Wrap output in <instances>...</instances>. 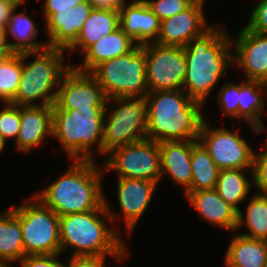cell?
<instances>
[{
	"label": "cell",
	"instance_id": "1",
	"mask_svg": "<svg viewBox=\"0 0 267 267\" xmlns=\"http://www.w3.org/2000/svg\"><path fill=\"white\" fill-rule=\"evenodd\" d=\"M219 23H214L209 30L184 47L186 77L183 90L203 107L215 85L221 78L224 79L229 64L233 63L232 38Z\"/></svg>",
	"mask_w": 267,
	"mask_h": 267
},
{
	"label": "cell",
	"instance_id": "2",
	"mask_svg": "<svg viewBox=\"0 0 267 267\" xmlns=\"http://www.w3.org/2000/svg\"><path fill=\"white\" fill-rule=\"evenodd\" d=\"M106 221L113 225L105 203L97 210L59 217L61 254L73 248L71 256L110 255L119 263L126 261L130 253L128 245L118 228L108 227Z\"/></svg>",
	"mask_w": 267,
	"mask_h": 267
},
{
	"label": "cell",
	"instance_id": "3",
	"mask_svg": "<svg viewBox=\"0 0 267 267\" xmlns=\"http://www.w3.org/2000/svg\"><path fill=\"white\" fill-rule=\"evenodd\" d=\"M73 164L48 187L33 194L59 217L99 209L105 203L104 168L92 160Z\"/></svg>",
	"mask_w": 267,
	"mask_h": 267
},
{
	"label": "cell",
	"instance_id": "4",
	"mask_svg": "<svg viewBox=\"0 0 267 267\" xmlns=\"http://www.w3.org/2000/svg\"><path fill=\"white\" fill-rule=\"evenodd\" d=\"M147 103L146 138L157 142L198 140L205 119L203 106L184 90L151 91Z\"/></svg>",
	"mask_w": 267,
	"mask_h": 267
},
{
	"label": "cell",
	"instance_id": "5",
	"mask_svg": "<svg viewBox=\"0 0 267 267\" xmlns=\"http://www.w3.org/2000/svg\"><path fill=\"white\" fill-rule=\"evenodd\" d=\"M52 109V138H56L62 145L68 159L96 161L95 150L97 154L103 155L105 107L60 109L53 104Z\"/></svg>",
	"mask_w": 267,
	"mask_h": 267
},
{
	"label": "cell",
	"instance_id": "6",
	"mask_svg": "<svg viewBox=\"0 0 267 267\" xmlns=\"http://www.w3.org/2000/svg\"><path fill=\"white\" fill-rule=\"evenodd\" d=\"M65 52L67 51L47 47L37 52L22 53L21 80L10 103L17 106L55 104L61 80L72 66L68 64L65 67ZM33 56H36L34 60L27 63V59Z\"/></svg>",
	"mask_w": 267,
	"mask_h": 267
},
{
	"label": "cell",
	"instance_id": "7",
	"mask_svg": "<svg viewBox=\"0 0 267 267\" xmlns=\"http://www.w3.org/2000/svg\"><path fill=\"white\" fill-rule=\"evenodd\" d=\"M147 115L145 97L107 99L102 130L103 155L107 156L117 147L145 139Z\"/></svg>",
	"mask_w": 267,
	"mask_h": 267
},
{
	"label": "cell",
	"instance_id": "8",
	"mask_svg": "<svg viewBox=\"0 0 267 267\" xmlns=\"http://www.w3.org/2000/svg\"><path fill=\"white\" fill-rule=\"evenodd\" d=\"M102 87L107 99L145 97L146 56L137 44L129 53L101 62L89 72Z\"/></svg>",
	"mask_w": 267,
	"mask_h": 267
},
{
	"label": "cell",
	"instance_id": "9",
	"mask_svg": "<svg viewBox=\"0 0 267 267\" xmlns=\"http://www.w3.org/2000/svg\"><path fill=\"white\" fill-rule=\"evenodd\" d=\"M31 197L13 208L19 215L25 256L61 254L59 216L37 197Z\"/></svg>",
	"mask_w": 267,
	"mask_h": 267
},
{
	"label": "cell",
	"instance_id": "10",
	"mask_svg": "<svg viewBox=\"0 0 267 267\" xmlns=\"http://www.w3.org/2000/svg\"><path fill=\"white\" fill-rule=\"evenodd\" d=\"M103 160L104 171H115L118 177L161 180L159 142L143 139L113 149Z\"/></svg>",
	"mask_w": 267,
	"mask_h": 267
},
{
	"label": "cell",
	"instance_id": "11",
	"mask_svg": "<svg viewBox=\"0 0 267 267\" xmlns=\"http://www.w3.org/2000/svg\"><path fill=\"white\" fill-rule=\"evenodd\" d=\"M203 120L198 141L208 151L216 166L221 169H252L254 149L238 130L213 126Z\"/></svg>",
	"mask_w": 267,
	"mask_h": 267
},
{
	"label": "cell",
	"instance_id": "12",
	"mask_svg": "<svg viewBox=\"0 0 267 267\" xmlns=\"http://www.w3.org/2000/svg\"><path fill=\"white\" fill-rule=\"evenodd\" d=\"M146 56V84L148 92L183 90L186 77L184 47L142 44Z\"/></svg>",
	"mask_w": 267,
	"mask_h": 267
},
{
	"label": "cell",
	"instance_id": "13",
	"mask_svg": "<svg viewBox=\"0 0 267 267\" xmlns=\"http://www.w3.org/2000/svg\"><path fill=\"white\" fill-rule=\"evenodd\" d=\"M159 184L157 182L148 181L144 179L122 178L118 177L117 184V200L120 213L112 211L109 201L105 197V206L108 214L112 219L114 228L117 225L116 220H123L127 232L126 235L132 234L139 219L144 215L149 208V204L156 192ZM119 218V219H118ZM123 218V219H122ZM116 223V224H115Z\"/></svg>",
	"mask_w": 267,
	"mask_h": 267
},
{
	"label": "cell",
	"instance_id": "14",
	"mask_svg": "<svg viewBox=\"0 0 267 267\" xmlns=\"http://www.w3.org/2000/svg\"><path fill=\"white\" fill-rule=\"evenodd\" d=\"M107 97L98 81L89 73L73 66L65 73L58 87L55 104L60 109L106 107Z\"/></svg>",
	"mask_w": 267,
	"mask_h": 267
},
{
	"label": "cell",
	"instance_id": "15",
	"mask_svg": "<svg viewBox=\"0 0 267 267\" xmlns=\"http://www.w3.org/2000/svg\"><path fill=\"white\" fill-rule=\"evenodd\" d=\"M231 45L233 63L243 71L244 79L267 83V34L244 26Z\"/></svg>",
	"mask_w": 267,
	"mask_h": 267
},
{
	"label": "cell",
	"instance_id": "16",
	"mask_svg": "<svg viewBox=\"0 0 267 267\" xmlns=\"http://www.w3.org/2000/svg\"><path fill=\"white\" fill-rule=\"evenodd\" d=\"M204 3L195 1L187 10L160 22V31L154 41L161 45L181 46L204 34L214 24L207 22Z\"/></svg>",
	"mask_w": 267,
	"mask_h": 267
},
{
	"label": "cell",
	"instance_id": "17",
	"mask_svg": "<svg viewBox=\"0 0 267 267\" xmlns=\"http://www.w3.org/2000/svg\"><path fill=\"white\" fill-rule=\"evenodd\" d=\"M88 0L54 14H42L45 20V32L49 48L68 50L77 40L84 22L92 10Z\"/></svg>",
	"mask_w": 267,
	"mask_h": 267
},
{
	"label": "cell",
	"instance_id": "18",
	"mask_svg": "<svg viewBox=\"0 0 267 267\" xmlns=\"http://www.w3.org/2000/svg\"><path fill=\"white\" fill-rule=\"evenodd\" d=\"M52 106H20V130L15 149L20 153H29L44 144L46 137H52Z\"/></svg>",
	"mask_w": 267,
	"mask_h": 267
},
{
	"label": "cell",
	"instance_id": "19",
	"mask_svg": "<svg viewBox=\"0 0 267 267\" xmlns=\"http://www.w3.org/2000/svg\"><path fill=\"white\" fill-rule=\"evenodd\" d=\"M184 198L208 224L235 231L238 211L213 190L186 191Z\"/></svg>",
	"mask_w": 267,
	"mask_h": 267
},
{
	"label": "cell",
	"instance_id": "20",
	"mask_svg": "<svg viewBox=\"0 0 267 267\" xmlns=\"http://www.w3.org/2000/svg\"><path fill=\"white\" fill-rule=\"evenodd\" d=\"M133 1H126L120 8V28L139 45L154 42L161 21L144 0Z\"/></svg>",
	"mask_w": 267,
	"mask_h": 267
},
{
	"label": "cell",
	"instance_id": "21",
	"mask_svg": "<svg viewBox=\"0 0 267 267\" xmlns=\"http://www.w3.org/2000/svg\"><path fill=\"white\" fill-rule=\"evenodd\" d=\"M159 148L161 179L169 176L185 193L192 184V140L163 141Z\"/></svg>",
	"mask_w": 267,
	"mask_h": 267
},
{
	"label": "cell",
	"instance_id": "22",
	"mask_svg": "<svg viewBox=\"0 0 267 267\" xmlns=\"http://www.w3.org/2000/svg\"><path fill=\"white\" fill-rule=\"evenodd\" d=\"M136 45L137 43L119 27L91 45L82 54L83 61L80 66L77 64L72 66L79 71L90 72L101 62L129 53Z\"/></svg>",
	"mask_w": 267,
	"mask_h": 267
},
{
	"label": "cell",
	"instance_id": "23",
	"mask_svg": "<svg viewBox=\"0 0 267 267\" xmlns=\"http://www.w3.org/2000/svg\"><path fill=\"white\" fill-rule=\"evenodd\" d=\"M261 90V91H260ZM261 95H265L261 97ZM267 85L261 81L242 80L239 84L238 120L245 119L255 134L262 133L265 125L262 115L265 112Z\"/></svg>",
	"mask_w": 267,
	"mask_h": 267
},
{
	"label": "cell",
	"instance_id": "24",
	"mask_svg": "<svg viewBox=\"0 0 267 267\" xmlns=\"http://www.w3.org/2000/svg\"><path fill=\"white\" fill-rule=\"evenodd\" d=\"M120 23V11L92 9L83 24L76 42L67 50L69 56L80 50L83 54L91 45L95 44L103 36L111 34L118 29Z\"/></svg>",
	"mask_w": 267,
	"mask_h": 267
},
{
	"label": "cell",
	"instance_id": "25",
	"mask_svg": "<svg viewBox=\"0 0 267 267\" xmlns=\"http://www.w3.org/2000/svg\"><path fill=\"white\" fill-rule=\"evenodd\" d=\"M267 240L233 235L224 258L225 267H266Z\"/></svg>",
	"mask_w": 267,
	"mask_h": 267
},
{
	"label": "cell",
	"instance_id": "26",
	"mask_svg": "<svg viewBox=\"0 0 267 267\" xmlns=\"http://www.w3.org/2000/svg\"><path fill=\"white\" fill-rule=\"evenodd\" d=\"M16 7L10 16L7 24L6 38L8 36L14 38V42L9 41L10 49L13 53L20 54L25 52H37L48 47L47 42L35 40L38 36L39 29L36 27L33 19L26 14V9L23 12L17 11ZM18 13H17V12Z\"/></svg>",
	"mask_w": 267,
	"mask_h": 267
},
{
	"label": "cell",
	"instance_id": "27",
	"mask_svg": "<svg viewBox=\"0 0 267 267\" xmlns=\"http://www.w3.org/2000/svg\"><path fill=\"white\" fill-rule=\"evenodd\" d=\"M25 257L22 229L15 210L0 212V260L10 265Z\"/></svg>",
	"mask_w": 267,
	"mask_h": 267
},
{
	"label": "cell",
	"instance_id": "28",
	"mask_svg": "<svg viewBox=\"0 0 267 267\" xmlns=\"http://www.w3.org/2000/svg\"><path fill=\"white\" fill-rule=\"evenodd\" d=\"M253 177L252 169H221L215 190L237 211L240 204L246 200L253 186V180L247 178L248 173Z\"/></svg>",
	"mask_w": 267,
	"mask_h": 267
},
{
	"label": "cell",
	"instance_id": "29",
	"mask_svg": "<svg viewBox=\"0 0 267 267\" xmlns=\"http://www.w3.org/2000/svg\"><path fill=\"white\" fill-rule=\"evenodd\" d=\"M250 196L246 210H244L245 215L241 209L238 211L235 231L246 227L248 232L239 234L254 239L267 240V195L255 193Z\"/></svg>",
	"mask_w": 267,
	"mask_h": 267
},
{
	"label": "cell",
	"instance_id": "30",
	"mask_svg": "<svg viewBox=\"0 0 267 267\" xmlns=\"http://www.w3.org/2000/svg\"><path fill=\"white\" fill-rule=\"evenodd\" d=\"M191 168L192 184L187 191L215 189L220 169L198 140H192Z\"/></svg>",
	"mask_w": 267,
	"mask_h": 267
},
{
	"label": "cell",
	"instance_id": "31",
	"mask_svg": "<svg viewBox=\"0 0 267 267\" xmlns=\"http://www.w3.org/2000/svg\"><path fill=\"white\" fill-rule=\"evenodd\" d=\"M22 75V53H13L0 66V102L10 103L17 93Z\"/></svg>",
	"mask_w": 267,
	"mask_h": 267
},
{
	"label": "cell",
	"instance_id": "32",
	"mask_svg": "<svg viewBox=\"0 0 267 267\" xmlns=\"http://www.w3.org/2000/svg\"><path fill=\"white\" fill-rule=\"evenodd\" d=\"M0 110V134L7 139H14L18 136L20 130V106L11 103H2Z\"/></svg>",
	"mask_w": 267,
	"mask_h": 267
},
{
	"label": "cell",
	"instance_id": "33",
	"mask_svg": "<svg viewBox=\"0 0 267 267\" xmlns=\"http://www.w3.org/2000/svg\"><path fill=\"white\" fill-rule=\"evenodd\" d=\"M217 102L222 109V114L233 119L238 118L239 85L227 80L218 92Z\"/></svg>",
	"mask_w": 267,
	"mask_h": 267
},
{
	"label": "cell",
	"instance_id": "34",
	"mask_svg": "<svg viewBox=\"0 0 267 267\" xmlns=\"http://www.w3.org/2000/svg\"><path fill=\"white\" fill-rule=\"evenodd\" d=\"M160 21L187 10L194 0H144Z\"/></svg>",
	"mask_w": 267,
	"mask_h": 267
},
{
	"label": "cell",
	"instance_id": "35",
	"mask_svg": "<svg viewBox=\"0 0 267 267\" xmlns=\"http://www.w3.org/2000/svg\"><path fill=\"white\" fill-rule=\"evenodd\" d=\"M256 153L254 151V160H253V186L258 189V194L267 195V153L263 150H260Z\"/></svg>",
	"mask_w": 267,
	"mask_h": 267
},
{
	"label": "cell",
	"instance_id": "36",
	"mask_svg": "<svg viewBox=\"0 0 267 267\" xmlns=\"http://www.w3.org/2000/svg\"><path fill=\"white\" fill-rule=\"evenodd\" d=\"M245 26L253 32L267 34V0H259L253 6Z\"/></svg>",
	"mask_w": 267,
	"mask_h": 267
},
{
	"label": "cell",
	"instance_id": "37",
	"mask_svg": "<svg viewBox=\"0 0 267 267\" xmlns=\"http://www.w3.org/2000/svg\"><path fill=\"white\" fill-rule=\"evenodd\" d=\"M60 255H29L25 256L18 264L21 267H66V263L60 262Z\"/></svg>",
	"mask_w": 267,
	"mask_h": 267
},
{
	"label": "cell",
	"instance_id": "38",
	"mask_svg": "<svg viewBox=\"0 0 267 267\" xmlns=\"http://www.w3.org/2000/svg\"><path fill=\"white\" fill-rule=\"evenodd\" d=\"M66 267H106L108 257L99 256H69Z\"/></svg>",
	"mask_w": 267,
	"mask_h": 267
},
{
	"label": "cell",
	"instance_id": "39",
	"mask_svg": "<svg viewBox=\"0 0 267 267\" xmlns=\"http://www.w3.org/2000/svg\"><path fill=\"white\" fill-rule=\"evenodd\" d=\"M86 0H44L43 14H54L57 11H65Z\"/></svg>",
	"mask_w": 267,
	"mask_h": 267
},
{
	"label": "cell",
	"instance_id": "40",
	"mask_svg": "<svg viewBox=\"0 0 267 267\" xmlns=\"http://www.w3.org/2000/svg\"><path fill=\"white\" fill-rule=\"evenodd\" d=\"M127 0H88L94 9L120 11Z\"/></svg>",
	"mask_w": 267,
	"mask_h": 267
},
{
	"label": "cell",
	"instance_id": "41",
	"mask_svg": "<svg viewBox=\"0 0 267 267\" xmlns=\"http://www.w3.org/2000/svg\"><path fill=\"white\" fill-rule=\"evenodd\" d=\"M16 6L9 0H0V27L6 28Z\"/></svg>",
	"mask_w": 267,
	"mask_h": 267
},
{
	"label": "cell",
	"instance_id": "42",
	"mask_svg": "<svg viewBox=\"0 0 267 267\" xmlns=\"http://www.w3.org/2000/svg\"><path fill=\"white\" fill-rule=\"evenodd\" d=\"M0 49H10L9 41L6 38V30L0 27Z\"/></svg>",
	"mask_w": 267,
	"mask_h": 267
},
{
	"label": "cell",
	"instance_id": "43",
	"mask_svg": "<svg viewBox=\"0 0 267 267\" xmlns=\"http://www.w3.org/2000/svg\"><path fill=\"white\" fill-rule=\"evenodd\" d=\"M13 54L11 49H0V66Z\"/></svg>",
	"mask_w": 267,
	"mask_h": 267
},
{
	"label": "cell",
	"instance_id": "44",
	"mask_svg": "<svg viewBox=\"0 0 267 267\" xmlns=\"http://www.w3.org/2000/svg\"><path fill=\"white\" fill-rule=\"evenodd\" d=\"M5 145H6V140L0 134V154L5 149Z\"/></svg>",
	"mask_w": 267,
	"mask_h": 267
},
{
	"label": "cell",
	"instance_id": "45",
	"mask_svg": "<svg viewBox=\"0 0 267 267\" xmlns=\"http://www.w3.org/2000/svg\"><path fill=\"white\" fill-rule=\"evenodd\" d=\"M11 1L16 7L21 6L22 4H26V0H9Z\"/></svg>",
	"mask_w": 267,
	"mask_h": 267
},
{
	"label": "cell",
	"instance_id": "46",
	"mask_svg": "<svg viewBox=\"0 0 267 267\" xmlns=\"http://www.w3.org/2000/svg\"><path fill=\"white\" fill-rule=\"evenodd\" d=\"M10 264L0 260V267H8Z\"/></svg>",
	"mask_w": 267,
	"mask_h": 267
},
{
	"label": "cell",
	"instance_id": "47",
	"mask_svg": "<svg viewBox=\"0 0 267 267\" xmlns=\"http://www.w3.org/2000/svg\"><path fill=\"white\" fill-rule=\"evenodd\" d=\"M265 147L263 146V144H261L262 145V150L265 152V153H267V138H266V140H265Z\"/></svg>",
	"mask_w": 267,
	"mask_h": 267
},
{
	"label": "cell",
	"instance_id": "48",
	"mask_svg": "<svg viewBox=\"0 0 267 267\" xmlns=\"http://www.w3.org/2000/svg\"><path fill=\"white\" fill-rule=\"evenodd\" d=\"M194 1L205 3V0H194Z\"/></svg>",
	"mask_w": 267,
	"mask_h": 267
}]
</instances>
